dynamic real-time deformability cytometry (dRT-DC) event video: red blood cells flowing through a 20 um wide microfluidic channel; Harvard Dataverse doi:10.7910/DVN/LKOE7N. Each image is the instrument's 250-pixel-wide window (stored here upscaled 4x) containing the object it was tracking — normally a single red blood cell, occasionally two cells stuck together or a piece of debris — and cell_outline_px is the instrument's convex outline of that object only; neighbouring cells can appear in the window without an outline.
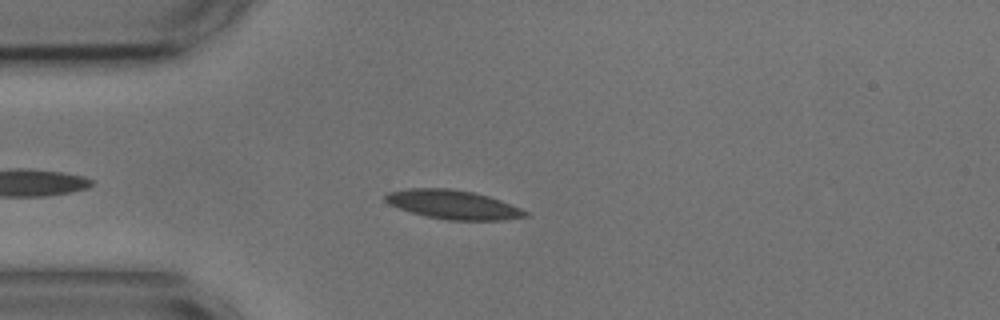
{"species": "common noctule bat (a hibernating species)", "species_latin": "Nyctalus noctula", "temperature_condition": "cold", "stored_images_in_passage": 45, "camera_frame_rate_fps": 3000, "um_per_image_px": 0.085, "animal": {"sex": "male", "body_mass_g": 17.9, "forearm_length_mm": 54.2}, "frame": {"image": 1, "passage_image": 7, "time_ms": 2.0, "image_size_px": [1000, 320], "cell_outline_px": [[528, 216], [500, 220], [448, 220], [428, 216], [412, 212], [388, 204], [384, 200], [384, 196], [388, 192], [408, 188], [448, 188], [472, 192], [488, 196], [500, 200], [520, 208], [528, 212]], "centroid_in_image_um": [38.49, 17.38], "position_along_channel_um": 46.5, "area_um2": 23.35}}
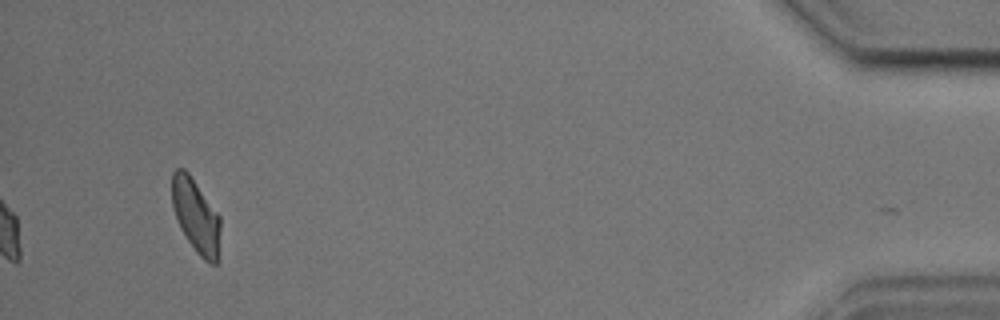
{"frame": {"image": 2, "passage_image": 45, "time_ms": 14.667, "image_size_px": [1000, 320], "cell_outline_px": [[220, 228], [216, 264], [212, 264], [204, 260], [196, 252], [180, 228], [172, 208], [172, 172], [176, 168], [184, 168], [188, 172], [220, 216]], "centroid_in_image_um": [16.63, 18.32], "position_along_channel_um": 418.6, "area_um2": 20.63}, "authors_computed_cell_mechanics": {"area_um2": 22.0796, "velocity_mm_per_s": 3.6331, "shape_relaxation_time_tau1_ms": 7.3989, "shape_relaxation_time_tau2_ms": 3.8046, "deformation_change_tau1": 0.144, "deformation_change_tau2": 0.0839}}